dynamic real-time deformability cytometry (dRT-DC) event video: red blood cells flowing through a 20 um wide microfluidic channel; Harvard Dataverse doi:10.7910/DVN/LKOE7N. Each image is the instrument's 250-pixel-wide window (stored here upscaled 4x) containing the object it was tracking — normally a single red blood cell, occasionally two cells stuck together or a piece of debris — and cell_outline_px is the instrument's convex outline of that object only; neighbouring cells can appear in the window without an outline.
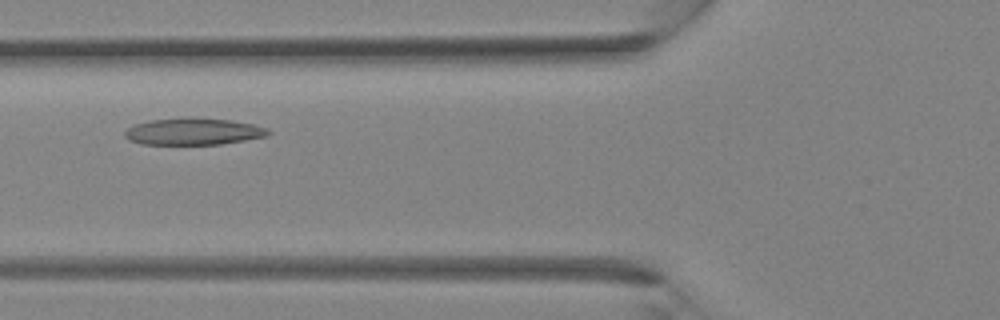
{"species": "Egyptian fruit bat (a non-hibernating species)", "species_latin": "Rousettus aegyptiacus", "temperature_condition": "room temperature", "stored_images_in_passage": 32, "camera_frame_rate_fps": 3000, "um_per_image_px": 0.085, "animal": {"sex": "female"}, "frame": {"image": 1, "passage_image": 9, "time_ms": 2.667, "image_size_px": [1000, 320], "cell_outline_px": [[272, 132], [268, 136], [220, 144], [140, 144], [128, 140], [124, 136], [124, 132], [132, 124], [152, 120], [232, 120], [252, 124], [268, 128]], "centroid_in_image_um": [16.44, 11.22], "position_along_channel_um": 109.4, "area_um2": 21.62}}
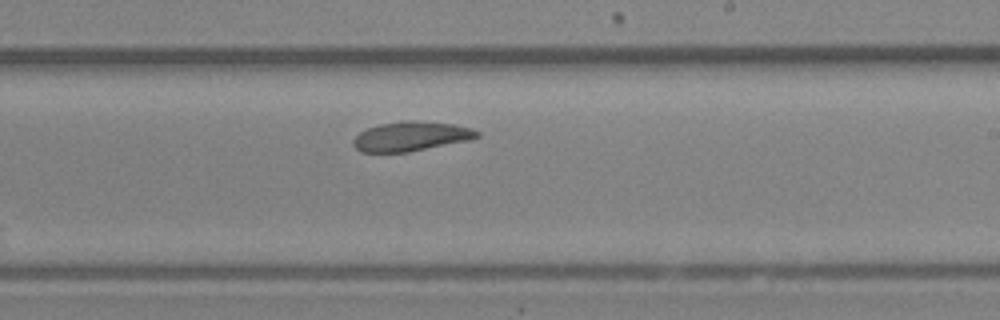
{"frame": {"image": 2, "passage_image": 17, "time_ms": 5.333, "image_size_px": [1000, 320], "cell_outline_px": [[480, 136], [472, 140], [408, 152], [360, 152], [352, 144], [352, 140], [360, 132], [368, 128], [380, 124], [400, 120], [416, 120], [456, 124], [472, 128], [480, 132]], "centroid_in_image_um": [34.97, 11.58], "position_along_channel_um": 254.0, "area_um2": 21.62}}
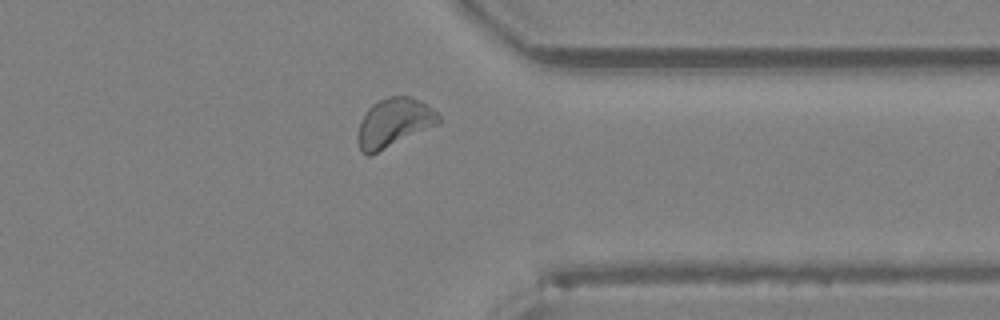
{"frame": {"image": 3, "passage_image": 24, "time_ms": 7.667, "image_size_px": [1000, 320], "cell_outline_px": [[440, 124], [368, 156], [360, 152], [356, 136], [360, 120], [368, 108], [372, 104], [388, 96], [408, 96], [420, 100], [432, 108], [440, 116]], "centroid_in_image_um": [33.46, 10.43], "position_along_channel_um": 377.9, "area_um2": 23.12}}